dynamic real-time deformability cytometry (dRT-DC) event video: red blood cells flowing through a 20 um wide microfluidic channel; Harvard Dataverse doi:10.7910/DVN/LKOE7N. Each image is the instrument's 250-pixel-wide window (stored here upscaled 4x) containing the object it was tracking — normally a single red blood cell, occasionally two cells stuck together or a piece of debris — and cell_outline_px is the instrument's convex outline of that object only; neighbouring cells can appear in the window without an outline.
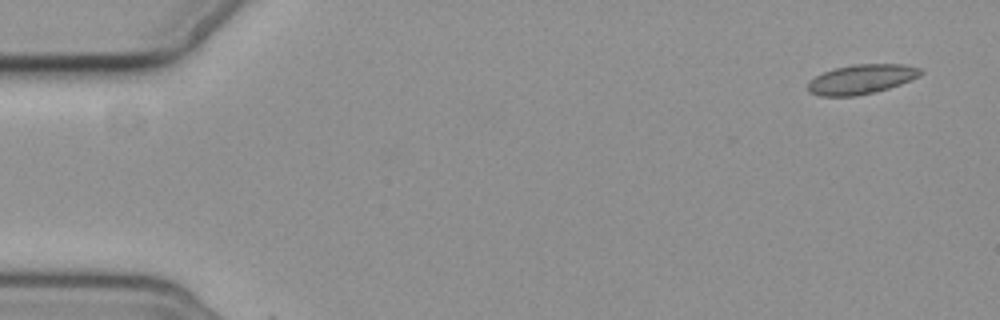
{"species": "common noctule bat (a hibernating species)", "species_latin": "Nyctalus noctula", "temperature_condition": "cold", "stored_images_in_passage": 4, "camera_frame_rate_fps": 3000, "um_per_image_px": 0.085, "animal": {"sex": "female", "body_mass_g": 19.3, "forearm_length_mm": 54.1}, "frame": {"image": 1, "passage_image": 1, "time_ms": 0.0, "image_size_px": [1000, 320], "cell_outline_px": [[924, 72], [920, 76], [900, 84], [876, 92], [856, 96], [820, 96], [808, 92], [808, 84], [816, 76], [824, 72], [836, 68], [852, 64], [904, 64], [920, 68]], "centroid_in_image_um": [73.24, 6.73], "position_along_channel_um": 11.8, "area_um2": 19.36}}